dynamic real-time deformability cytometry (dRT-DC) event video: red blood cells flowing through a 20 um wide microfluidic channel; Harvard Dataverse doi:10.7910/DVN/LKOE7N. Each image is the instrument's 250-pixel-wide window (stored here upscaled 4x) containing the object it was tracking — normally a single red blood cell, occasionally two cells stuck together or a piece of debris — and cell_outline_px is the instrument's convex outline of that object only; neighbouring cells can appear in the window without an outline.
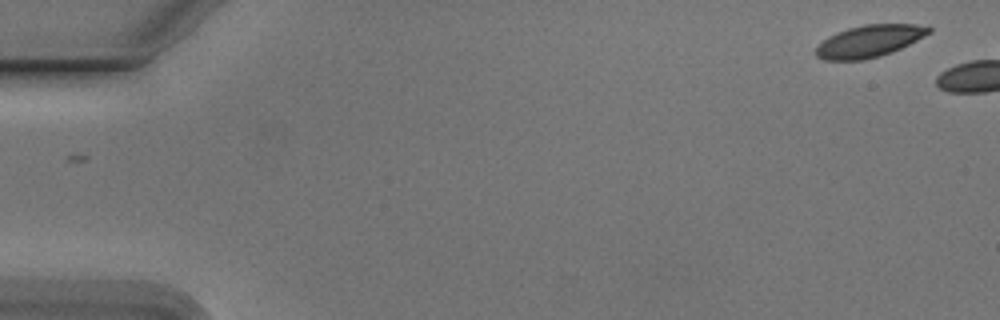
{"species": "Egyptian fruit bat (a non-hibernating species)", "species_latin": "Rousettus aegyptiacus", "temperature_condition": "cold", "stored_images_in_passage": 11, "camera_frame_rate_fps": 3000, "um_per_image_px": 0.085, "animal": {"sex": "male"}, "frame": {"image": 1, "passage_image": 1, "time_ms": 0.0, "image_size_px": [1000, 320], "cell_outline_px": [[932, 32], [892, 52], [880, 56], [864, 60], [824, 60], [816, 56], [816, 44], [828, 36], [836, 32], [848, 28], [864, 24], [916, 24], [932, 28]], "centroid_in_image_um": [73.85, 3.49], "position_along_channel_um": 11.2, "area_um2": 21.15}}